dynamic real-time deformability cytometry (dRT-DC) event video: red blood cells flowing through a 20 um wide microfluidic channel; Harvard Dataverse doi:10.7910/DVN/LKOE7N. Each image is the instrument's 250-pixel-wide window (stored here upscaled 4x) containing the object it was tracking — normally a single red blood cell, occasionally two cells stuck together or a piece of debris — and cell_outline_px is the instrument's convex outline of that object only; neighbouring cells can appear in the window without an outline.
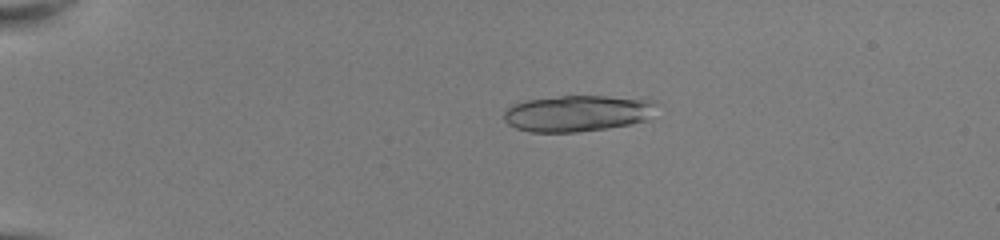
{"species": "common noctule bat (a hibernating species)", "species_latin": "Nyctalus noctula", "temperature_condition": "room temperature", "stored_images_in_passage": 52, "camera_frame_rate_fps": 3000, "um_per_image_px": 0.085, "animal": {"sex": "female", "body_mass_g": 22.0, "forearm_length_mm": 56.7}, "frame": {"image": 1, "passage_image": 13, "time_ms": 4.0, "image_size_px": [1000, 240], "cell_outline_px": [[660, 104], [652, 120], [632, 124], [576, 132], [528, 132], [516, 128], [508, 124], [504, 120], [504, 108], [512, 104], [524, 100], [560, 96], [608, 96], [656, 100]], "centroid_in_image_um": [49.16, 9.62], "position_along_channel_um": 35.8, "area_um2": 33.06}}
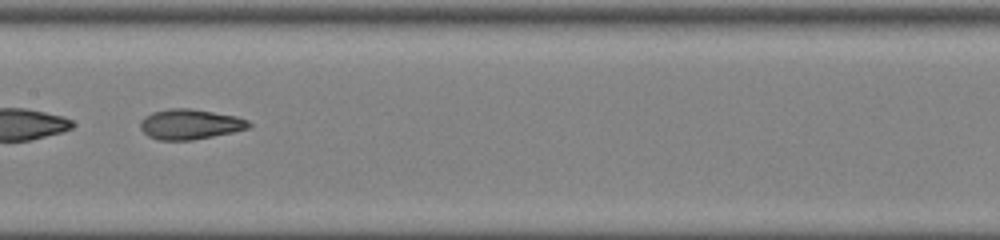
{"frame": {"image": 2, "passage_image": 30, "time_ms": 9.667, "image_size_px": [1000, 240], "cell_outline_px": [[252, 124], [248, 128], [232, 132], [192, 140], [160, 140], [148, 136], [140, 128], [140, 120], [144, 116], [152, 112], [168, 108], [192, 108], [236, 116], [248, 120]], "centroid_in_image_um": [16.12, 10.55], "position_along_channel_um": 191.3, "area_um2": 19.13}}
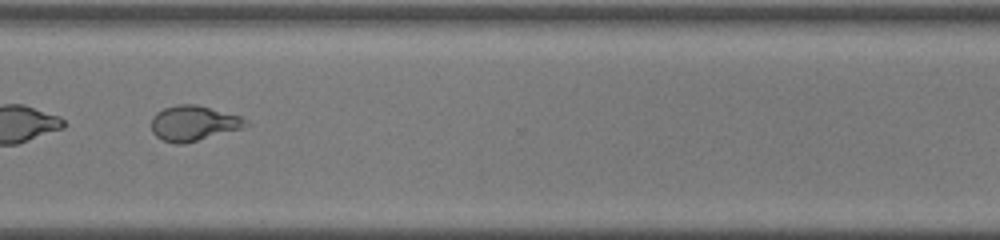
{"frame": {"image": 3, "passage_image": 42, "time_ms": 13.667, "image_size_px": [1000, 240], "cell_outline_px": [[252, 124], [240, 128], [184, 144], [176, 144], [164, 140], [156, 136], [152, 132], [152, 116], [156, 112], [164, 108], [176, 104], [196, 104], [240, 116], [248, 120]], "centroid_in_image_um": [16.44, 10.46], "position_along_channel_um": 354.2, "area_um2": 19.25}, "authors_computed_cell_mechanics": {"area_um2": 20.8369, "velocity_mm_per_s": 4.0707, "shape_relaxation_time_tau1_ms": 9.7938, "shape_relaxation_time_tau2_ms": 1.4263, "deformation_change_tau1": 0.2764, "deformation_change_tau2": 0.0828}}